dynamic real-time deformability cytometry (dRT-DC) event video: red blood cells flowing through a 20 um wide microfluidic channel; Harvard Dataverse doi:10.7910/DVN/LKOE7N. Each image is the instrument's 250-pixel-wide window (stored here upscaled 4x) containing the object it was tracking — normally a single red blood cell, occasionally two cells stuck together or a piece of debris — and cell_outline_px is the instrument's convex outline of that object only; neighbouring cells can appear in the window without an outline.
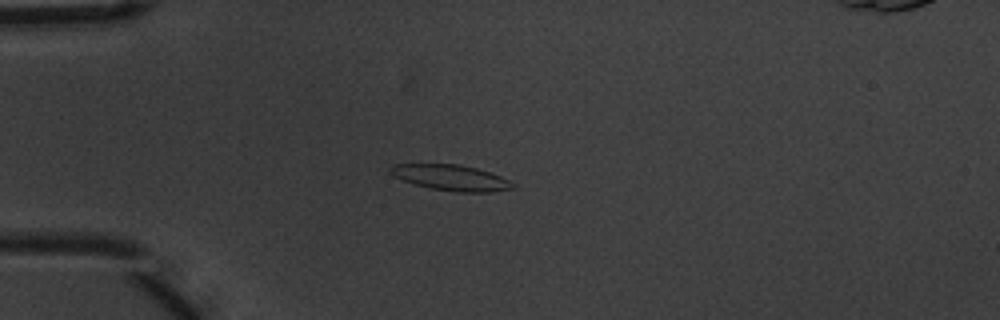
{"species": "common noctule bat (a hibernating species)", "species_latin": "Nyctalus noctula", "temperature_condition": "warm", "stored_images_in_passage": 41, "camera_frame_rate_fps": 3000, "um_per_image_px": 0.085, "animal": {"sex": "male", "body_mass_g": 20.1, "forearm_length_mm": 53.5}, "frame": {"image": 1, "passage_image": 1, "time_ms": 0.0, "image_size_px": [1000, 320], "cell_outline_px": [[516, 188], [488, 192], [460, 192], [432, 188], [416, 184], [392, 176], [388, 172], [388, 168], [392, 164], [460, 164], [476, 168], [500, 176], [508, 180]], "centroid_in_image_um": [38.29, 15.09], "position_along_channel_um": 46.7, "area_um2": 18.15}}
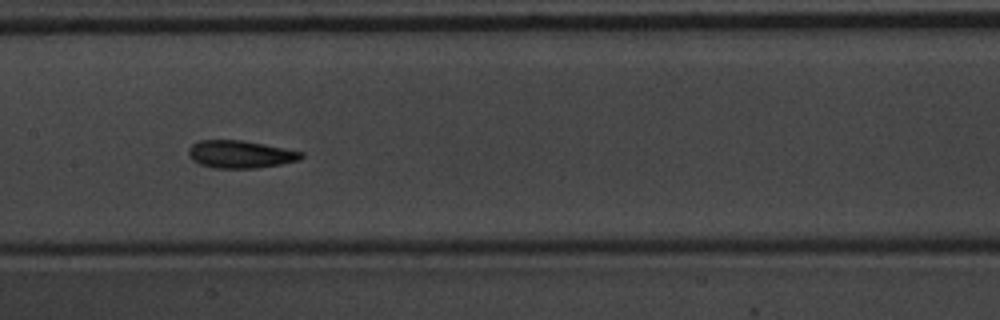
{"frame": {"image": 2, "passage_image": 14, "time_ms": 4.333, "image_size_px": [1000, 320], "cell_outline_px": [[304, 156], [300, 160], [280, 164], [256, 168], [212, 168], [200, 164], [192, 160], [188, 156], [188, 148], [192, 144], [200, 140], [244, 140], [304, 152]], "centroid_in_image_um": [20.41, 13.11], "position_along_channel_um": 187.0, "area_um2": 18.26}}
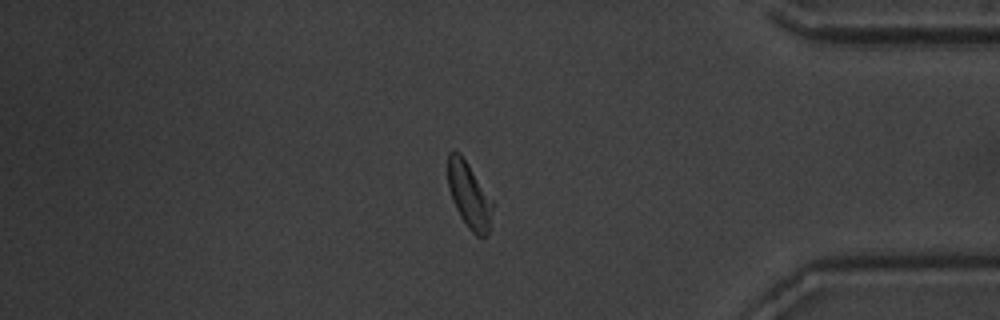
{"frame": {"image": 3, "passage_image": 33, "time_ms": 10.667, "image_size_px": [1000, 320], "cell_outline_px": [[492, 208], [488, 232], [484, 236], [476, 236], [468, 228], [460, 216], [452, 200], [448, 188], [448, 152], [452, 148], [460, 152], [492, 200]], "centroid_in_image_um": [39.83, 16.55], "position_along_channel_um": 395.4, "area_um2": 16.94}, "authors_computed_cell_mechanics": {"area_um2": 17.4556, "velocity_mm_per_s": 3.6873, "shape_relaxation_time_tau1_ms": 4.0027, "shape_relaxation_time_tau2_ms": 2.6554, "deformation_change_tau1": 0.1283, "deformation_change_tau2": 0.1007}}